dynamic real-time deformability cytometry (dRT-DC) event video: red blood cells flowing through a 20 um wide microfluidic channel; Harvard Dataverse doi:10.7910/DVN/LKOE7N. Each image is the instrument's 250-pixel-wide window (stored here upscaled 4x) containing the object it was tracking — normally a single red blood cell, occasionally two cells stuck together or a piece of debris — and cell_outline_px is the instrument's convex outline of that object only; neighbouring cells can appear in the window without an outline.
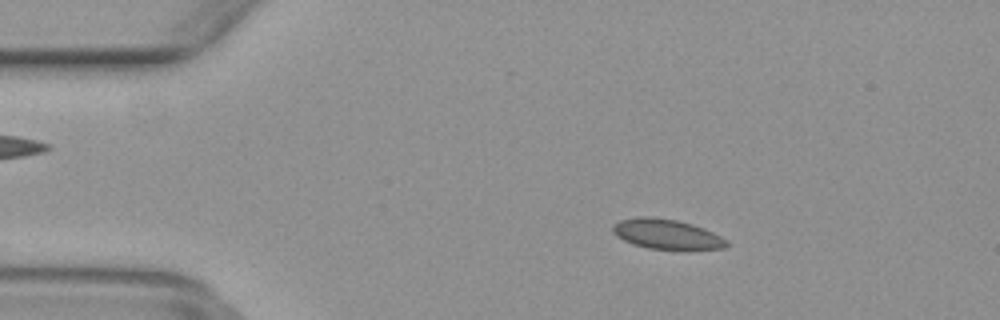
{"species": "common noctule bat (a hibernating species)", "species_latin": "Nyctalus noctula", "temperature_condition": "warm", "stored_images_in_passage": 46, "camera_frame_rate_fps": 3000, "um_per_image_px": 0.085, "animal": {"sex": "female", "body_mass_g": 29.2, "forearm_length_mm": 56.3}, "frame": {"image": 1, "passage_image": 5, "time_ms": 1.333, "image_size_px": [1000, 320], "cell_outline_px": [[728, 244], [724, 248], [648, 248], [632, 244], [616, 236], [612, 232], [612, 224], [620, 220], [640, 216], [652, 216], [676, 220], [692, 224], [704, 228], [728, 240]], "centroid_in_image_um": [56.6, 19.87], "position_along_channel_um": 28.4, "area_um2": 19.54}}
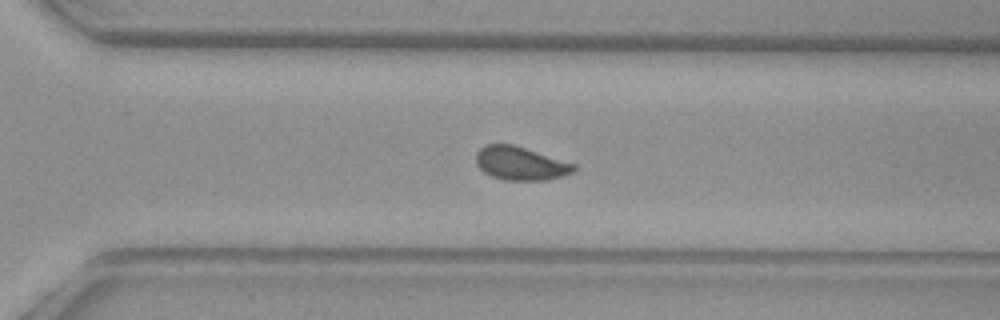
{"frame": {"image": 2, "passage_image": 31, "time_ms": 10.0, "image_size_px": [1000, 320], "cell_outline_px": [[576, 168], [572, 172], [548, 180], [504, 180], [492, 176], [484, 172], [476, 164], [476, 152], [484, 144], [512, 144], [576, 164]], "centroid_in_image_um": [44.21, 13.88], "position_along_channel_um": 326.4, "area_um2": 18.96}}
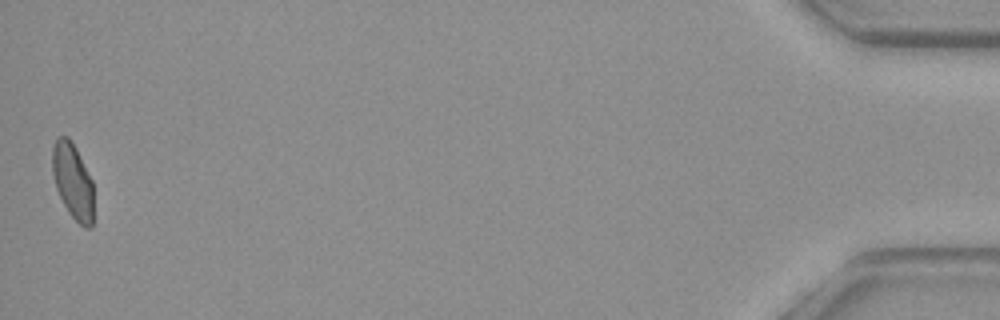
{"frame": {"image": 3, "passage_image": 46, "time_ms": 15.0, "image_size_px": [1000, 320], "cell_outline_px": [[92, 228], [84, 228], [68, 212], [56, 188], [52, 172], [52, 148], [56, 136], [68, 136], [76, 148], [92, 180]], "centroid_in_image_um": [6.16, 15.36], "position_along_channel_um": 429.0, "area_um2": 18.09}}